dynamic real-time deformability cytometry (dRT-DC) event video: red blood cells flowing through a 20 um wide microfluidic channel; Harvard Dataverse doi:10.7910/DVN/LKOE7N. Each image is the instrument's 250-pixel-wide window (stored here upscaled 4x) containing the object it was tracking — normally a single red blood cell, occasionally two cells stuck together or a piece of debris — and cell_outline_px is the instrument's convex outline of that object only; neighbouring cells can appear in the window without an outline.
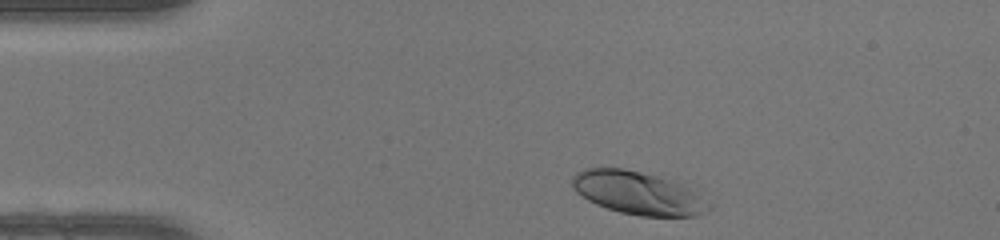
{"species": "human", "species_latin": "Homo sapiens", "temperature_condition": "warm", "stored_images_in_passage": 35, "camera_frame_rate_fps": 3000, "um_per_image_px": 0.085, "donor": {"sex": "female"}, "frame": {"image": 1, "passage_image": 2, "time_ms": 0.333, "image_size_px": [1000, 240], "cell_outline_px": [[712, 208], [696, 216], [640, 216], [620, 212], [596, 204], [588, 200], [576, 192], [572, 188], [572, 176], [576, 172], [584, 168], [624, 168], [656, 176], [680, 184], [688, 188], [712, 204]], "centroid_in_image_um": [54.19, 16.41], "position_along_channel_um": 30.8, "area_um2": 33.93}}
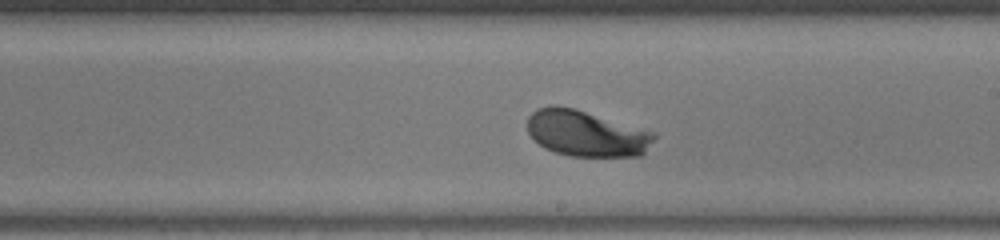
{"frame": {"image": 2, "passage_image": 21, "time_ms": 6.667, "image_size_px": [1000, 240], "cell_outline_px": [[656, 136], [644, 152], [640, 156], [568, 156], [544, 148], [528, 132], [528, 116], [536, 108], [552, 104], [556, 104], [576, 108], [652, 132]], "centroid_in_image_um": [49.78, 11.32], "position_along_channel_um": 239.2, "area_um2": 33.81}}
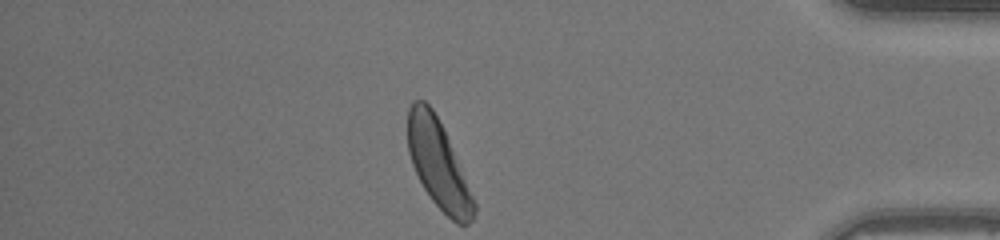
{"frame": {"image": 3, "passage_image": 35, "time_ms": 11.333, "image_size_px": [1000, 240], "cell_outline_px": [[476, 208], [472, 220], [468, 224], [456, 224], [432, 200], [424, 188], [412, 164], [408, 152], [408, 108], [412, 100], [424, 100], [432, 108], [448, 140], [476, 204]], "centroid_in_image_um": [37.23, 13.96], "position_along_channel_um": 398.0, "area_um2": 33.0}, "authors_computed_cell_mechanics": {"area_um2": 33.9286, "velocity_mm_per_s": 4.1845, "shape_relaxation_time_tau1_ms": 1.5917, "shape_relaxation_time_tau2_ms": null, "deformation_change_tau1": 0.1388, "deformation_change_tau2": null}}